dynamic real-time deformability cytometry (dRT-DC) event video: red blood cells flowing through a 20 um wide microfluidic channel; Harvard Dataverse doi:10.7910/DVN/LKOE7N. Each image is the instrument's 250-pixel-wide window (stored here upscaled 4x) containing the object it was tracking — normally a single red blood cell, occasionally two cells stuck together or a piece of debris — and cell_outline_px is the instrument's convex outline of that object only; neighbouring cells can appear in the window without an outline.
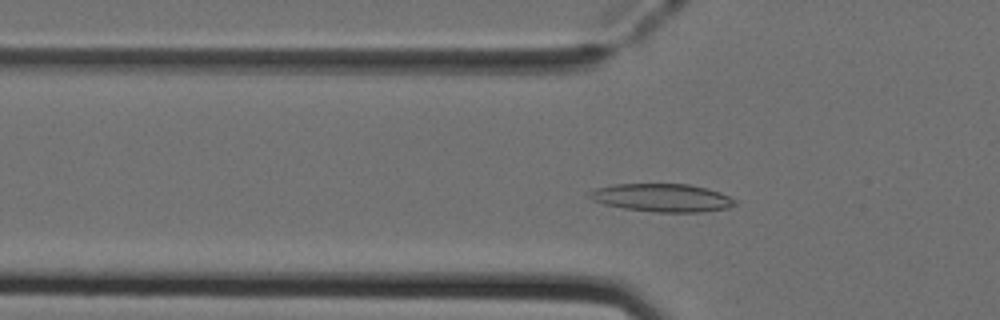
{"species": "Egyptian fruit bat (a non-hibernating species)", "species_latin": "Rousettus aegyptiacus", "temperature_condition": "cold", "stored_images_in_passage": 47, "camera_frame_rate_fps": 3000, "um_per_image_px": 0.085, "animal": {"sex": "female"}, "frame": {"image": 1, "passage_image": 13, "time_ms": 4.0, "image_size_px": [1000, 320], "cell_outline_px": [[736, 204], [728, 208], [700, 212], [656, 212], [624, 208], [604, 204], [592, 200], [584, 192], [596, 188], [616, 184], [688, 184], [708, 188], [720, 192], [736, 200]], "centroid_in_image_um": [56.25, 16.8], "position_along_channel_um": 69.6, "area_um2": 23.87}}
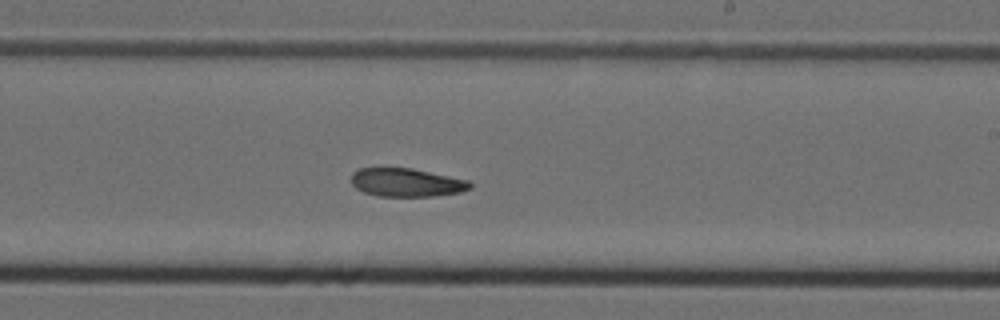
{"frame": {"image": 2, "passage_image": 27, "time_ms": 8.667, "image_size_px": [1000, 320], "cell_outline_px": [[472, 188], [460, 192], [432, 196], [376, 196], [364, 192], [356, 188], [352, 184], [352, 172], [360, 168], [412, 168], [468, 180], [472, 184]], "centroid_in_image_um": [34.55, 15.51], "position_along_channel_um": 254.5, "area_um2": 19.59}}
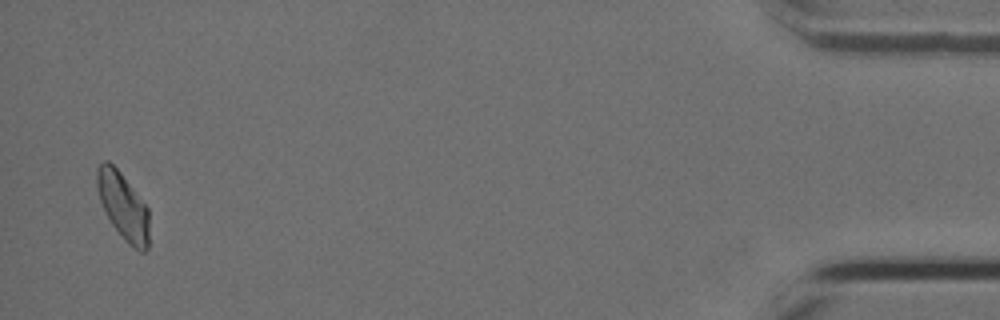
{"frame": {"image": 3, "passage_image": 46, "time_ms": 15.0, "image_size_px": [1000, 320], "cell_outline_px": [[148, 248], [144, 252], [140, 252], [128, 244], [124, 240], [112, 224], [100, 200], [96, 188], [96, 168], [104, 160], [108, 160], [120, 172], [148, 208]], "centroid_in_image_um": [10.45, 17.52], "position_along_channel_um": 424.8, "area_um2": 20.17}, "authors_computed_cell_mechanics": {"area_um2": 20.6346, "velocity_mm_per_s": 3.9693, "shape_relaxation_time_tau1_ms": 8.7277, "shape_relaxation_time_tau2_ms": 7.1872, "deformation_change_tau1": 0.183, "deformation_change_tau2": 0.1446}}